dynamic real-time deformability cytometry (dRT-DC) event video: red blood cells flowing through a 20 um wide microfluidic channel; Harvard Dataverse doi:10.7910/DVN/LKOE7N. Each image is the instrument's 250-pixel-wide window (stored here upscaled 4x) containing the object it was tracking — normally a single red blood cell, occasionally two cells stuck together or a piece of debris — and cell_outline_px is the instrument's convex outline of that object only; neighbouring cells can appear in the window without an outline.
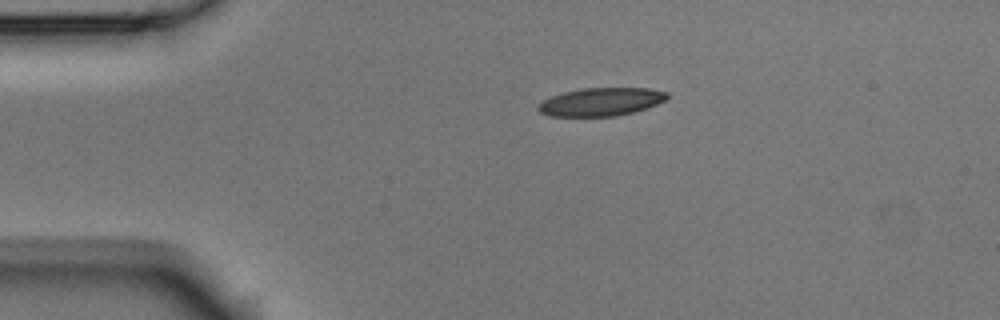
{"species": "Egyptian fruit bat (a non-hibernating species)", "species_latin": "Rousettus aegyptiacus", "temperature_condition": "room temperature", "stored_images_in_passage": 5, "camera_frame_rate_fps": 3000, "um_per_image_px": 0.085, "animal": {"sex": "male"}, "frame": {"image": 1, "passage_image": 5, "time_ms": 1.333, "image_size_px": [1000, 320], "cell_outline_px": [[668, 100], [632, 112], [616, 116], [548, 116], [540, 112], [536, 108], [544, 100], [552, 96], [564, 92], [584, 88], [648, 88], [668, 92]], "centroid_in_image_um": [51.1, 8.65], "position_along_channel_um": 33.9, "area_um2": 20.98}}